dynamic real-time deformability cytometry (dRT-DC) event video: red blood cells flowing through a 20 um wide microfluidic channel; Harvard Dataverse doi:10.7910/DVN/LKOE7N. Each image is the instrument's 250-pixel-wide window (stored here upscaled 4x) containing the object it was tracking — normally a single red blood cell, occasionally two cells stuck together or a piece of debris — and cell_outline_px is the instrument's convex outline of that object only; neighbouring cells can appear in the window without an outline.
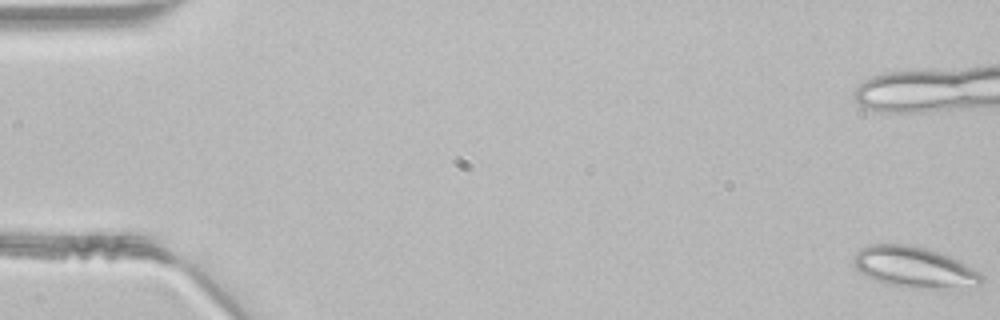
{"species": "common noctule bat (a hibernating species)", "species_latin": "Nyctalus noctula", "temperature_condition": "room temperature", "stored_images_in_passage": 14, "camera_frame_rate_fps": 3000, "um_per_image_px": 0.085, "animal": {"sex": "male", "body_mass_g": 21.5, "forearm_length_mm": 52.0}, "frame": {"image": 1, "passage_image": 1, "time_ms": 0.0, "image_size_px": [1000, 320], "cell_outline_px": [[984, 280], [980, 284], [936, 288], [912, 288], [884, 284], [872, 280], [860, 272], [852, 264], [852, 256], [860, 248], [868, 244], [912, 244], [928, 248], [960, 260], [980, 272], [984, 276]], "centroid_in_image_um": [77.64, 22.69], "position_along_channel_um": 7.4, "area_um2": 30.87}}